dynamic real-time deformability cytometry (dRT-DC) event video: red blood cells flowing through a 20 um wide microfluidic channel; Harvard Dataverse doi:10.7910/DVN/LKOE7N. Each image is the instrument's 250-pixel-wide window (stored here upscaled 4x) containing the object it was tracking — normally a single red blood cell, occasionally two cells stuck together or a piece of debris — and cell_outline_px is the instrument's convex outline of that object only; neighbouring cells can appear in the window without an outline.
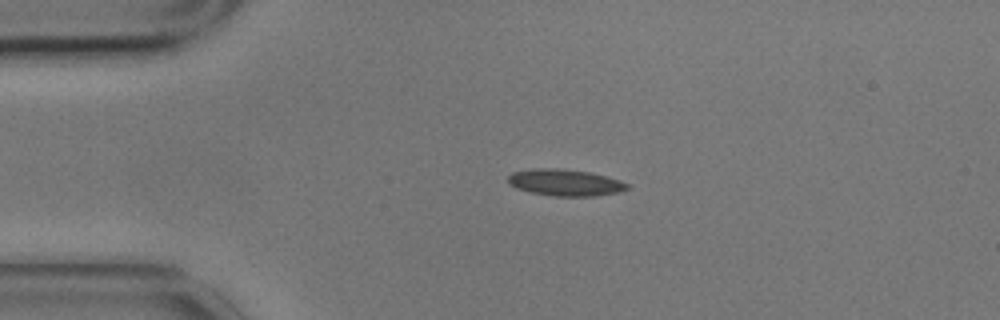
{"species": "common noctule bat (a hibernating species)", "species_latin": "Nyctalus noctula", "temperature_condition": "cold", "stored_images_in_passage": 4, "camera_frame_rate_fps": 3000, "um_per_image_px": 0.085, "animal": {"sex": "male", "body_mass_g": 17.9}, "frame": {"image": 1, "passage_image": 2, "time_ms": 0.333, "image_size_px": [1000, 320], "cell_outline_px": [[628, 188], [620, 192], [596, 196], [556, 196], [528, 192], [516, 188], [508, 184], [508, 176], [512, 172], [532, 168], [564, 168], [588, 172], [620, 180], [628, 184]], "centroid_in_image_um": [47.99, 15.51], "position_along_channel_um": 37.0, "area_um2": 18.61}}
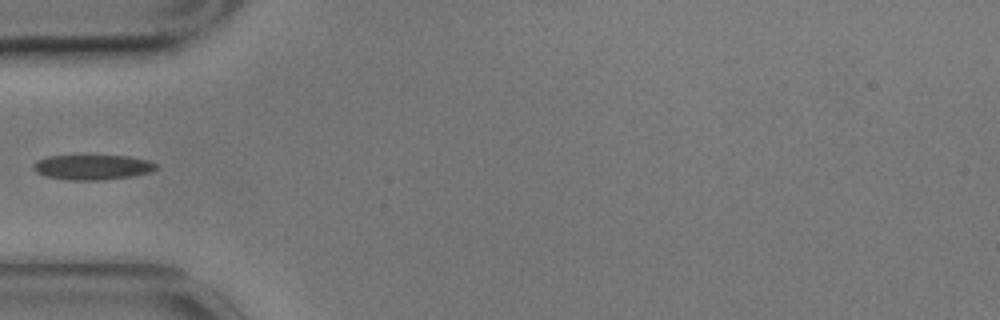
{"frame": {"image": 2, "passage_image": 4, "time_ms": 1.0, "image_size_px": [1000, 320], "cell_outline_px": [[156, 168], [152, 172], [104, 180], [68, 180], [44, 176], [36, 172], [32, 168], [32, 164], [36, 160], [48, 156], [128, 156], [148, 160], [156, 164]], "centroid_in_image_um": [7.8, 14.21], "position_along_channel_um": 77.2, "area_um2": 17.86}}